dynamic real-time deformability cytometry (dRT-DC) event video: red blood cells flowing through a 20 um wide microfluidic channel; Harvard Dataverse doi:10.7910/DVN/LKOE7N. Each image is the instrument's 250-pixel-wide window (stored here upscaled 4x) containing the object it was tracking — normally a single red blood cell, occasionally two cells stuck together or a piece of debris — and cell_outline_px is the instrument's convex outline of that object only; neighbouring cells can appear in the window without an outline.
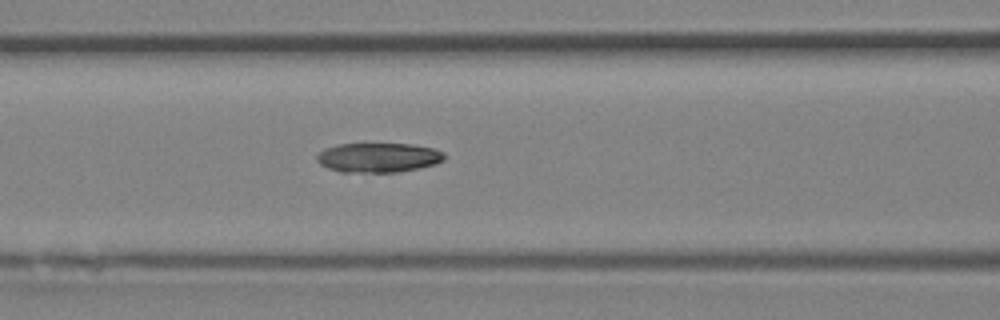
{"species": "Egyptian fruit bat (a non-hibernating species)", "species_latin": "Rousettus aegyptiacus", "temperature_condition": "room temperature", "stored_images_in_passage": 14, "camera_frame_rate_fps": 3000, "um_per_image_px": 0.085, "animal": {"sex": "female"}, "frame": {"image": 1, "passage_image": 6, "time_ms": 1.667, "image_size_px": [1000, 320], "cell_outline_px": [[444, 160], [436, 164], [420, 168], [396, 172], [340, 172], [328, 168], [320, 164], [316, 160], [316, 156], [324, 148], [336, 144], [412, 144], [432, 148], [444, 152]], "centroid_in_image_um": [32.14, 13.39], "position_along_channel_um": 134.5, "area_um2": 22.02}}